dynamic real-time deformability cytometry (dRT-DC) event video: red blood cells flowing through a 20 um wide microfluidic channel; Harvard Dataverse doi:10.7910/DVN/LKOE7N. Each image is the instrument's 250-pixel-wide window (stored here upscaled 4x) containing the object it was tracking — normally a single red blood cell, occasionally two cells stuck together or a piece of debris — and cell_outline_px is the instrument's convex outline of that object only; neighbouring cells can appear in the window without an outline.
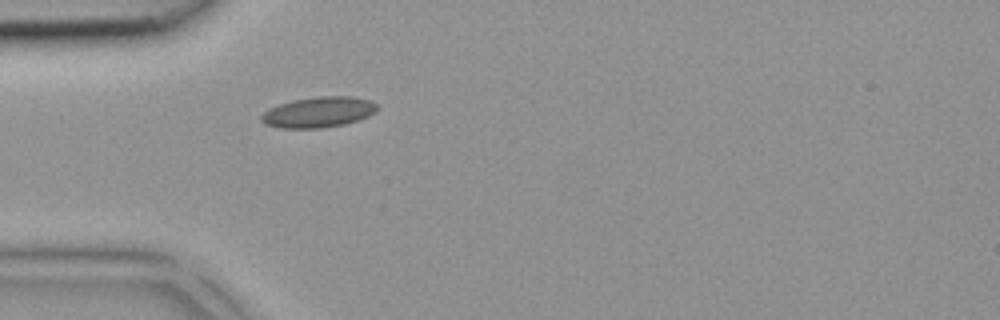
{"species": "common noctule bat (a hibernating species)", "species_latin": "Nyctalus noctula", "temperature_condition": "room temperature", "stored_images_in_passage": 27, "camera_frame_rate_fps": 3000, "um_per_image_px": 0.085, "animal": {"sex": "female", "body_mass_g": 18.4}, "frame": {"image": 1, "passage_image": 1, "time_ms": 0.0, "image_size_px": [1000, 320], "cell_outline_px": [[380, 108], [376, 112], [368, 116], [344, 124], [320, 128], [280, 128], [264, 124], [260, 120], [260, 116], [264, 112], [280, 104], [292, 100], [320, 96], [352, 96], [368, 100], [376, 104]], "centroid_in_image_um": [27.08, 9.53], "position_along_channel_um": 57.9, "area_um2": 20.58}}
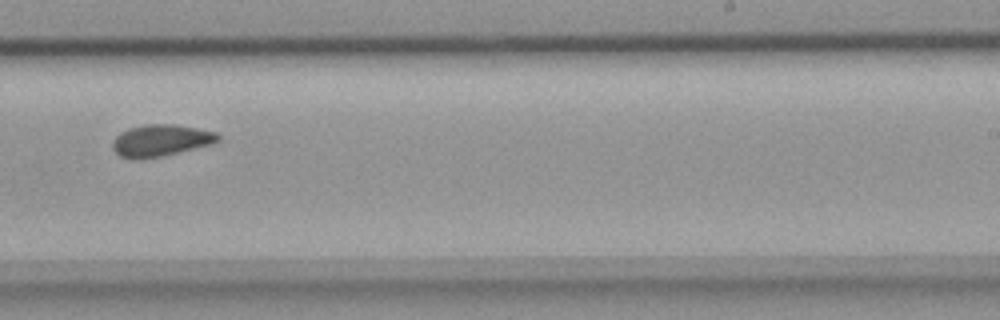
{"frame": {"image": 2, "passage_image": 15, "time_ms": 4.667, "image_size_px": [1000, 320], "cell_outline_px": [[220, 140], [212, 144], [160, 156], [140, 160], [132, 160], [120, 156], [112, 148], [112, 140], [120, 132], [128, 128], [144, 124], [172, 124], [196, 128], [216, 132], [220, 136]], "centroid_in_image_um": [13.62, 11.94], "position_along_channel_um": 275.4, "area_um2": 19.59}}
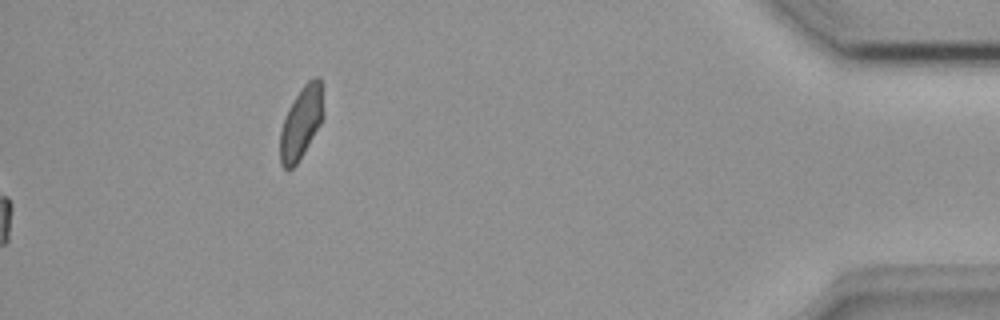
{"frame": {"image": 3, "passage_image": 27, "time_ms": 8.667, "image_size_px": [1000, 320], "cell_outline_px": [[324, 116], [320, 124], [296, 164], [292, 168], [284, 168], [280, 164], [280, 132], [288, 108], [300, 88], [308, 80], [316, 76], [320, 76], [324, 112]], "centroid_in_image_um": [25.61, 10.38], "position_along_channel_um": 409.6, "area_um2": 18.03}}